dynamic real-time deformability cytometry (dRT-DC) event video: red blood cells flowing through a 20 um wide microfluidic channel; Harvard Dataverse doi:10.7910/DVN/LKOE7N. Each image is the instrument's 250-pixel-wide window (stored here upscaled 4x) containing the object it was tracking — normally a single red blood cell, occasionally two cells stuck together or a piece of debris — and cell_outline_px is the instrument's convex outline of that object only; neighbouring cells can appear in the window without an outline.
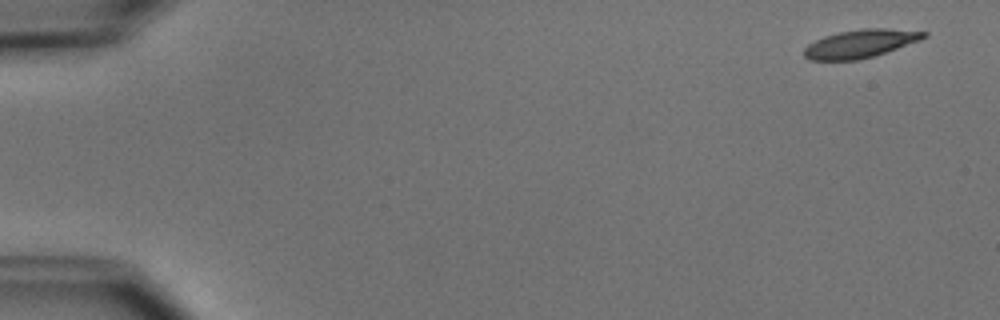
{"species": "common noctule bat (a hibernating species)", "species_latin": "Nyctalus noctula", "temperature_condition": "cold", "stored_images_in_passage": 4, "camera_frame_rate_fps": 3000, "um_per_image_px": 0.085, "animal": {"sex": "male", "body_mass_g": 15.6}, "frame": {"image": 1, "passage_image": 1, "time_ms": 0.0, "image_size_px": [1000, 320], "cell_outline_px": [[928, 36], [920, 40], [872, 56], [856, 60], [808, 60], [804, 56], [804, 48], [808, 44], [824, 36], [840, 32], [860, 28], [884, 28], [928, 32]], "centroid_in_image_um": [73.1, 3.7], "position_along_channel_um": 11.9, "area_um2": 19.42}}